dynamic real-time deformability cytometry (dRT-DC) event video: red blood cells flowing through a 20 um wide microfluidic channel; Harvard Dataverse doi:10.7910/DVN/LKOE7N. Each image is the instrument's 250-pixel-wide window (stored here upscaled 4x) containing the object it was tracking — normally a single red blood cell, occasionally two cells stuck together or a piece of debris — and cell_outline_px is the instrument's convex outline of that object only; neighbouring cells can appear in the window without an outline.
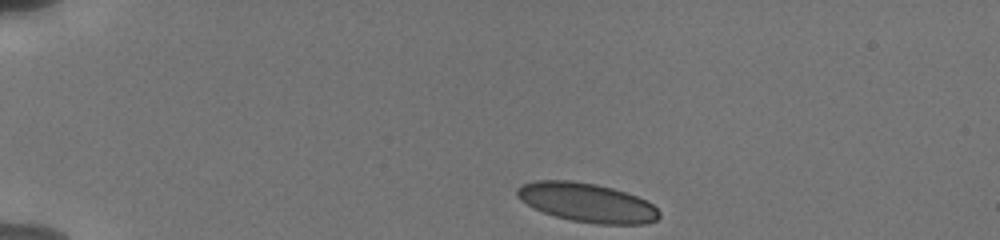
{"species": "human", "species_latin": "Homo sapiens", "temperature_condition": "cold", "stored_images_in_passage": 14, "camera_frame_rate_fps": 3000, "um_per_image_px": 0.085, "donor": {"sex": "male"}, "frame": {"image": 1, "passage_image": 1, "time_ms": 0.0, "image_size_px": [1000, 240], "cell_outline_px": [[660, 216], [656, 220], [644, 224], [596, 224], [572, 220], [556, 216], [544, 212], [520, 200], [516, 196], [516, 188], [524, 184], [536, 180], [572, 180], [596, 184], [612, 188], [636, 196], [652, 204], [660, 212]], "centroid_in_image_um": [49.89, 17.21], "position_along_channel_um": 35.1, "area_um2": 32.08}}
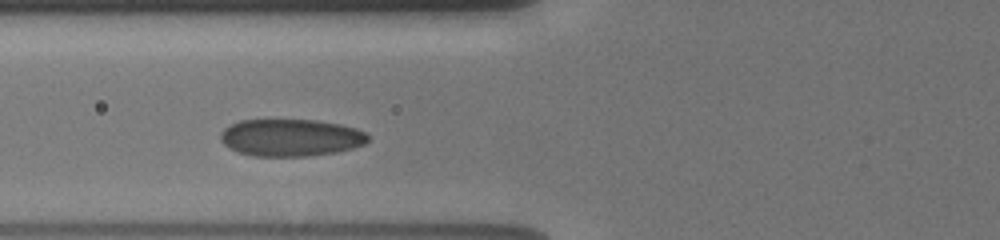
{"frame": {"image": 2, "passage_image": 11, "time_ms": 3.667, "image_size_px": [1000, 240], "cell_outline_px": [[368, 140], [364, 144], [352, 148], [336, 152], [308, 156], [252, 156], [228, 148], [220, 140], [220, 132], [228, 124], [240, 120], [316, 120], [340, 124], [356, 128], [364, 132], [368, 136]], "centroid_in_image_um": [24.67, 11.69], "position_along_channel_um": 101.1, "area_um2": 32.08}}
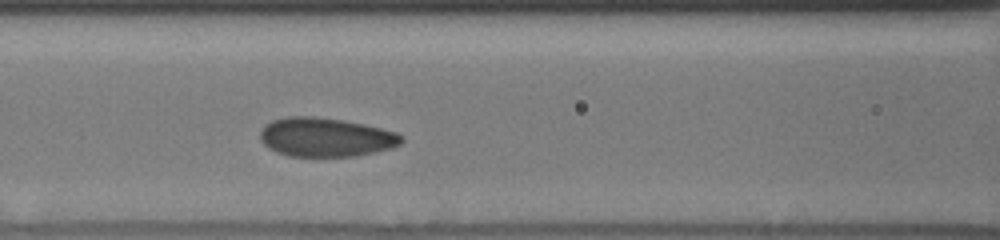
{"frame": {"image": 3, "passage_image": 14, "time_ms": 4.667, "image_size_px": [1000, 240], "cell_outline_px": [[404, 140], [400, 144], [392, 148], [356, 156], [288, 156], [276, 152], [268, 148], [260, 140], [260, 132], [264, 124], [272, 120], [288, 116], [316, 116], [344, 120], [364, 124], [396, 132], [404, 136]], "centroid_in_image_um": [27.67, 11.66], "position_along_channel_um": 138.9, "area_um2": 32.37}}